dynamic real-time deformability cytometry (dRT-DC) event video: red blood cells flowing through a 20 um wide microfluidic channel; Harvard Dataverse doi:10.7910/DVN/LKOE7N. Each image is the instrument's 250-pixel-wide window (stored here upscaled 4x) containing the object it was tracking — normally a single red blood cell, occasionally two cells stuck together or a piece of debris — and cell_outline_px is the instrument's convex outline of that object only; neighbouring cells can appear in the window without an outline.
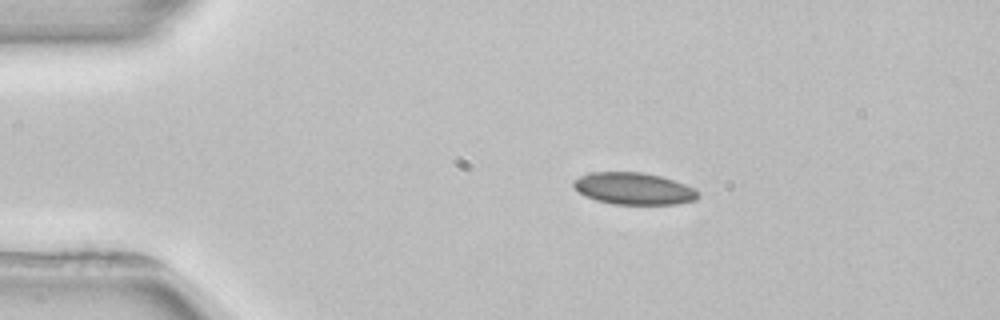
{"species": "common noctule bat (a hibernating species)", "species_latin": "Nyctalus noctula", "temperature_condition": "room temperature", "stored_images_in_passage": 2, "camera_frame_rate_fps": 3000, "um_per_image_px": 0.085, "animal": {"sex": "female", "body_mass_g": 22.7, "forearm_length_mm": 54.2}, "frame": {"image": 1, "passage_image": 1, "time_ms": 0.0, "image_size_px": [1000, 320], "cell_outline_px": [[700, 196], [696, 200], [676, 204], [612, 204], [596, 200], [584, 196], [576, 192], [572, 184], [572, 180], [580, 176], [592, 172], [644, 172], [660, 176], [684, 184], [700, 192]], "centroid_in_image_um": [53.83, 16.03], "position_along_channel_um": 31.2, "area_um2": 23.35}}